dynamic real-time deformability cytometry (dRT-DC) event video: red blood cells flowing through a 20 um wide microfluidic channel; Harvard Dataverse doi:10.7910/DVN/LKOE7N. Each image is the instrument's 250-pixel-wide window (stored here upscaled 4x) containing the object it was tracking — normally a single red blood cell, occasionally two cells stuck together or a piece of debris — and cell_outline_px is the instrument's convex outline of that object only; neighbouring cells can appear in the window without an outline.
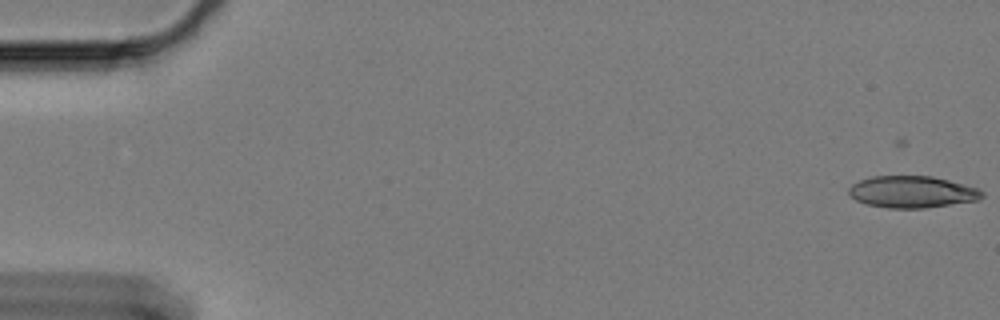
{"species": "Egyptian fruit bat (a non-hibernating species)", "species_latin": "Rousettus aegyptiacus", "temperature_condition": "cold", "stored_images_in_passage": 52, "camera_frame_rate_fps": 3000, "um_per_image_px": 0.085, "animal": {"sex": "female"}, "frame": {"image": 1, "passage_image": 3, "time_ms": 0.667, "image_size_px": [1000, 320], "cell_outline_px": [[984, 196], [980, 200], [924, 208], [888, 208], [868, 204], [856, 200], [848, 192], [848, 188], [852, 184], [860, 180], [872, 176], [932, 176], [980, 188], [984, 192]], "centroid_in_image_um": [77.57, 16.31], "position_along_channel_um": 7.4, "area_um2": 24.74}}
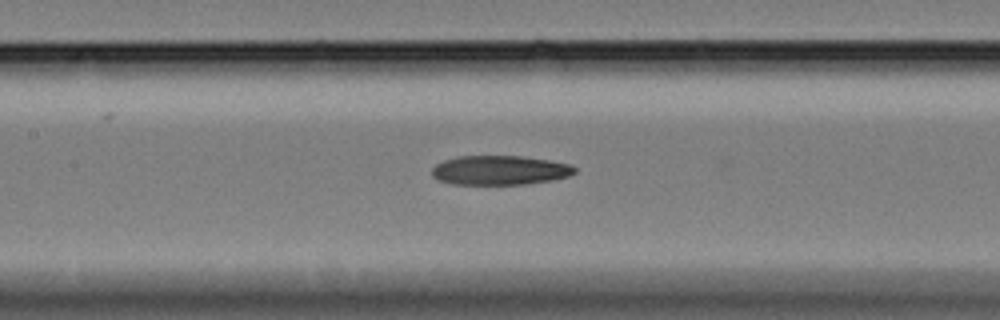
{"frame": {"image": 2, "passage_image": 30, "time_ms": 9.667, "image_size_px": [1000, 320], "cell_outline_px": [[576, 172], [568, 176], [552, 180], [524, 184], [452, 184], [436, 180], [432, 176], [432, 168], [436, 164], [444, 160], [460, 156], [520, 156], [548, 160], [568, 164], [576, 168]], "centroid_in_image_um": [42.44, 14.47], "position_along_channel_um": 165.0, "area_um2": 24.33}}
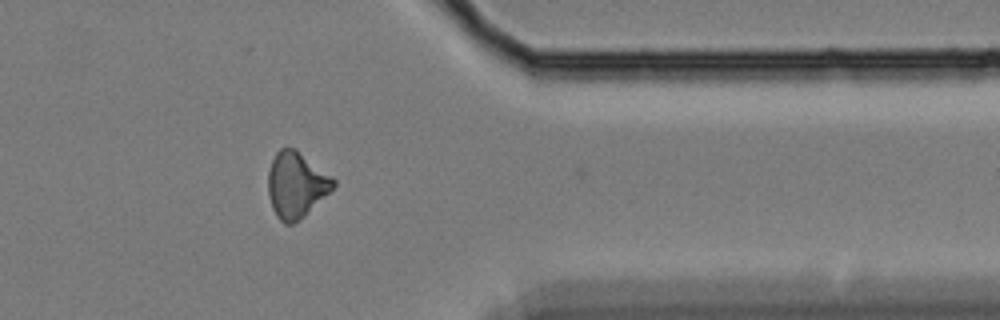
{"frame": {"image": 3, "passage_image": 51, "time_ms": 16.667, "image_size_px": [1000, 320], "cell_outline_px": [[336, 184], [300, 220], [292, 224], [284, 224], [276, 216], [272, 208], [268, 196], [268, 172], [272, 160], [276, 152], [280, 148], [296, 148], [332, 176], [336, 180]], "centroid_in_image_um": [25.15, 15.7], "position_along_channel_um": 386.2, "area_um2": 24.97}}